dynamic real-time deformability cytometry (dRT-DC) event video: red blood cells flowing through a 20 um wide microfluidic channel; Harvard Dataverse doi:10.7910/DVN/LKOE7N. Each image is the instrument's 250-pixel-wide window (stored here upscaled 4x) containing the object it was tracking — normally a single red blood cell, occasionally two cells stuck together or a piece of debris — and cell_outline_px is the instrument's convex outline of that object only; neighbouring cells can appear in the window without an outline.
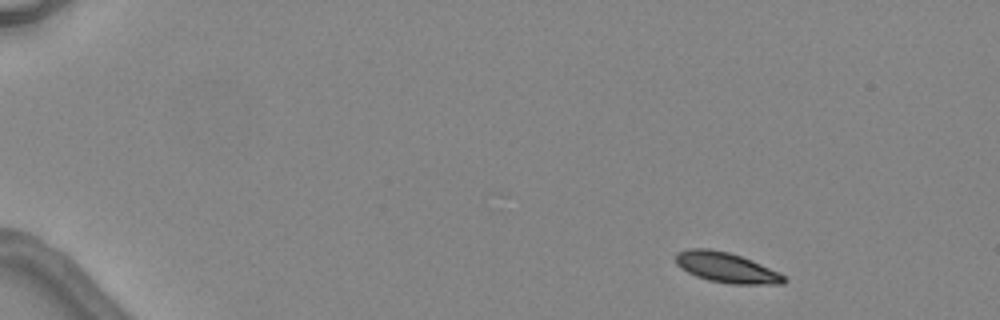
{"species": "common noctule bat (a hibernating species)", "species_latin": "Nyctalus noctula", "temperature_condition": "warm", "stored_images_in_passage": 4, "camera_frame_rate_fps": 3000, "um_per_image_px": 0.085, "animal": {"sex": "female", "body_mass_g": 24.6, "forearm_length_mm": 56.2}, "frame": {"image": 1, "passage_image": 1, "time_ms": 0.0, "image_size_px": [1000, 320], "cell_outline_px": [[788, 280], [784, 284], [732, 284], [708, 280], [696, 276], [680, 268], [676, 264], [676, 252], [688, 248], [708, 248], [728, 252], [752, 260], [780, 272]], "centroid_in_image_um": [61.75, 22.74], "position_along_channel_um": 23.3, "area_um2": 19.19}}
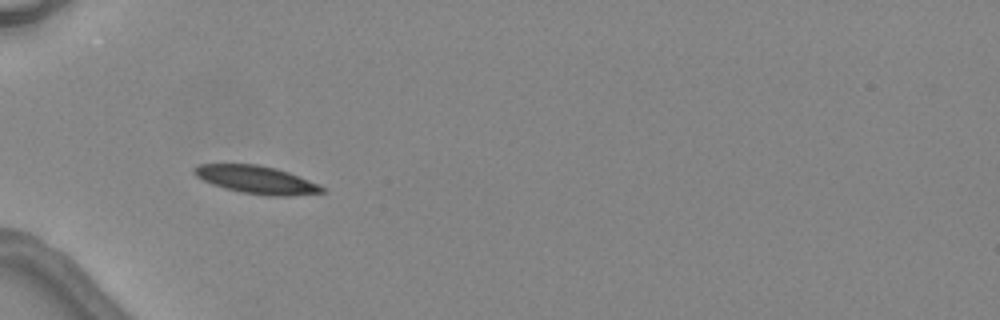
{"frame": {"image": 2, "passage_image": 4, "time_ms": 3.667, "image_size_px": [1000, 320], "cell_outline_px": [[324, 192], [288, 196], [268, 196], [240, 192], [224, 188], [212, 184], [196, 176], [192, 172], [192, 168], [196, 164], [260, 164], [276, 168], [288, 172], [320, 184], [324, 188]], "centroid_in_image_um": [21.77, 15.27], "position_along_channel_um": 63.2, "area_um2": 20.87}}